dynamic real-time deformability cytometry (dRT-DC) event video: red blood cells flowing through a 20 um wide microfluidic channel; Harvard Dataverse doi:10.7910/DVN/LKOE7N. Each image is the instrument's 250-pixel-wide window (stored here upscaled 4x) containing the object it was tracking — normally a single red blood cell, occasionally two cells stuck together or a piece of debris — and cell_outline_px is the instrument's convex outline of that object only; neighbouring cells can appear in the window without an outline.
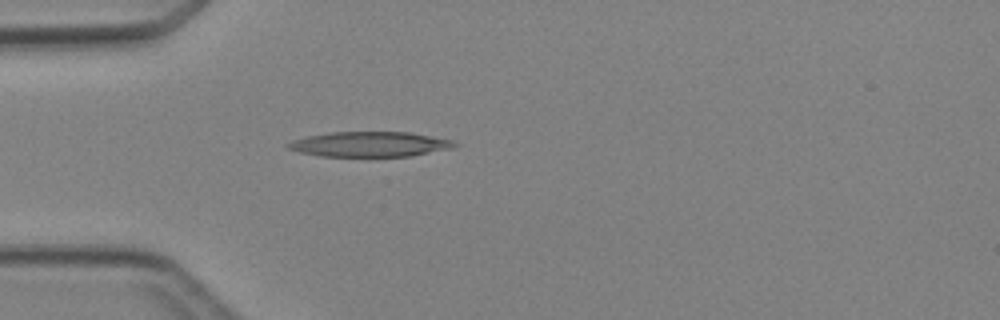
{"species": "Egyptian fruit bat (a non-hibernating species)", "species_latin": "Rousettus aegyptiacus", "temperature_condition": "cold", "stored_images_in_passage": 4, "camera_frame_rate_fps": 3000, "um_per_image_px": 0.085, "animal": {"sex": "female"}, "frame": {"image": 1, "passage_image": 4, "time_ms": 4.0, "image_size_px": [1000, 320], "cell_outline_px": [[460, 144], [452, 148], [412, 156], [320, 156], [300, 152], [288, 148], [288, 144], [292, 140], [308, 136], [332, 132], [412, 132], [452, 140]], "centroid_in_image_um": [31.49, 12.25], "position_along_channel_um": 53.5, "area_um2": 24.22}}